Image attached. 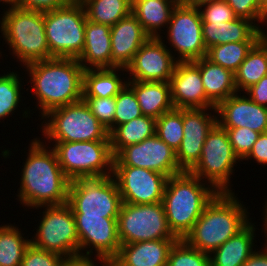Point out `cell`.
<instances>
[{"mask_svg": "<svg viewBox=\"0 0 267 266\" xmlns=\"http://www.w3.org/2000/svg\"><path fill=\"white\" fill-rule=\"evenodd\" d=\"M22 155L17 200L27 211L67 203L71 180L63 173L54 149L40 137L31 139Z\"/></svg>", "mask_w": 267, "mask_h": 266, "instance_id": "cell-1", "label": "cell"}, {"mask_svg": "<svg viewBox=\"0 0 267 266\" xmlns=\"http://www.w3.org/2000/svg\"><path fill=\"white\" fill-rule=\"evenodd\" d=\"M22 68L21 72L29 77L26 95L32 93L30 99L36 100L30 112L34 114L33 110H38V120L53 109L82 100L84 68L77 59L51 58L31 62Z\"/></svg>", "mask_w": 267, "mask_h": 266, "instance_id": "cell-2", "label": "cell"}, {"mask_svg": "<svg viewBox=\"0 0 267 266\" xmlns=\"http://www.w3.org/2000/svg\"><path fill=\"white\" fill-rule=\"evenodd\" d=\"M241 200L235 192H218L183 240L210 255L256 219Z\"/></svg>", "mask_w": 267, "mask_h": 266, "instance_id": "cell-3", "label": "cell"}, {"mask_svg": "<svg viewBox=\"0 0 267 266\" xmlns=\"http://www.w3.org/2000/svg\"><path fill=\"white\" fill-rule=\"evenodd\" d=\"M218 192L208 183L184 171L167 179L162 203L169 229L182 240Z\"/></svg>", "mask_w": 267, "mask_h": 266, "instance_id": "cell-4", "label": "cell"}, {"mask_svg": "<svg viewBox=\"0 0 267 266\" xmlns=\"http://www.w3.org/2000/svg\"><path fill=\"white\" fill-rule=\"evenodd\" d=\"M0 37L20 69L35 61L51 59L46 40L44 12L12 7L0 11ZM8 46V47H7Z\"/></svg>", "mask_w": 267, "mask_h": 266, "instance_id": "cell-5", "label": "cell"}, {"mask_svg": "<svg viewBox=\"0 0 267 266\" xmlns=\"http://www.w3.org/2000/svg\"><path fill=\"white\" fill-rule=\"evenodd\" d=\"M40 121L43 142L110 141L108 130L83 99L51 110Z\"/></svg>", "mask_w": 267, "mask_h": 266, "instance_id": "cell-6", "label": "cell"}, {"mask_svg": "<svg viewBox=\"0 0 267 266\" xmlns=\"http://www.w3.org/2000/svg\"><path fill=\"white\" fill-rule=\"evenodd\" d=\"M40 209V210H39ZM32 210H39L38 224L30 236L31 244L39 249L58 253L65 258L79 256V237L76 221L71 207L65 203L61 205L40 206ZM42 210V211H41ZM41 211V212H40Z\"/></svg>", "mask_w": 267, "mask_h": 266, "instance_id": "cell-7", "label": "cell"}, {"mask_svg": "<svg viewBox=\"0 0 267 266\" xmlns=\"http://www.w3.org/2000/svg\"><path fill=\"white\" fill-rule=\"evenodd\" d=\"M44 143L54 149L63 173L70 180L113 174L114 156L110 141Z\"/></svg>", "mask_w": 267, "mask_h": 266, "instance_id": "cell-8", "label": "cell"}, {"mask_svg": "<svg viewBox=\"0 0 267 266\" xmlns=\"http://www.w3.org/2000/svg\"><path fill=\"white\" fill-rule=\"evenodd\" d=\"M87 15L82 3L68 1L44 12L46 40L51 58L78 59L84 48Z\"/></svg>", "mask_w": 267, "mask_h": 266, "instance_id": "cell-9", "label": "cell"}, {"mask_svg": "<svg viewBox=\"0 0 267 266\" xmlns=\"http://www.w3.org/2000/svg\"><path fill=\"white\" fill-rule=\"evenodd\" d=\"M241 162L232 149L226 129L217 123L206 137L199 161L189 172L217 192H235L231 180L234 167Z\"/></svg>", "mask_w": 267, "mask_h": 266, "instance_id": "cell-10", "label": "cell"}, {"mask_svg": "<svg viewBox=\"0 0 267 266\" xmlns=\"http://www.w3.org/2000/svg\"><path fill=\"white\" fill-rule=\"evenodd\" d=\"M67 204L73 214L93 217H118L122 205L116 180L112 175L71 180Z\"/></svg>", "mask_w": 267, "mask_h": 266, "instance_id": "cell-11", "label": "cell"}, {"mask_svg": "<svg viewBox=\"0 0 267 266\" xmlns=\"http://www.w3.org/2000/svg\"><path fill=\"white\" fill-rule=\"evenodd\" d=\"M117 221L121 244L177 239L169 229L162 202L151 204L122 202Z\"/></svg>", "mask_w": 267, "mask_h": 266, "instance_id": "cell-12", "label": "cell"}, {"mask_svg": "<svg viewBox=\"0 0 267 266\" xmlns=\"http://www.w3.org/2000/svg\"><path fill=\"white\" fill-rule=\"evenodd\" d=\"M163 34L165 36L159 38L178 62L195 61L207 55L202 20L197 7L186 3L175 7Z\"/></svg>", "mask_w": 267, "mask_h": 266, "instance_id": "cell-13", "label": "cell"}, {"mask_svg": "<svg viewBox=\"0 0 267 266\" xmlns=\"http://www.w3.org/2000/svg\"><path fill=\"white\" fill-rule=\"evenodd\" d=\"M79 237V256L111 262L119 253L118 217H93L74 214Z\"/></svg>", "mask_w": 267, "mask_h": 266, "instance_id": "cell-14", "label": "cell"}, {"mask_svg": "<svg viewBox=\"0 0 267 266\" xmlns=\"http://www.w3.org/2000/svg\"><path fill=\"white\" fill-rule=\"evenodd\" d=\"M113 166L145 168L168 178L184 172L178 166L176 152L156 134L138 144L122 148L114 156Z\"/></svg>", "mask_w": 267, "mask_h": 266, "instance_id": "cell-15", "label": "cell"}, {"mask_svg": "<svg viewBox=\"0 0 267 266\" xmlns=\"http://www.w3.org/2000/svg\"><path fill=\"white\" fill-rule=\"evenodd\" d=\"M112 176L117 182L123 203L162 202L168 179L166 175L145 168L113 166Z\"/></svg>", "mask_w": 267, "mask_h": 266, "instance_id": "cell-16", "label": "cell"}, {"mask_svg": "<svg viewBox=\"0 0 267 266\" xmlns=\"http://www.w3.org/2000/svg\"><path fill=\"white\" fill-rule=\"evenodd\" d=\"M177 62L162 39L149 37L126 67L127 80L170 82Z\"/></svg>", "mask_w": 267, "mask_h": 266, "instance_id": "cell-17", "label": "cell"}, {"mask_svg": "<svg viewBox=\"0 0 267 266\" xmlns=\"http://www.w3.org/2000/svg\"><path fill=\"white\" fill-rule=\"evenodd\" d=\"M217 124L216 108L183 109L184 136L176 151L178 166L189 172L199 161L202 147Z\"/></svg>", "mask_w": 267, "mask_h": 266, "instance_id": "cell-18", "label": "cell"}, {"mask_svg": "<svg viewBox=\"0 0 267 266\" xmlns=\"http://www.w3.org/2000/svg\"><path fill=\"white\" fill-rule=\"evenodd\" d=\"M217 123L224 129L248 128L260 134L267 132V107L237 92L216 106Z\"/></svg>", "mask_w": 267, "mask_h": 266, "instance_id": "cell-19", "label": "cell"}, {"mask_svg": "<svg viewBox=\"0 0 267 266\" xmlns=\"http://www.w3.org/2000/svg\"><path fill=\"white\" fill-rule=\"evenodd\" d=\"M175 109L216 108L206 97L199 68L192 62H177L170 79Z\"/></svg>", "mask_w": 267, "mask_h": 266, "instance_id": "cell-20", "label": "cell"}, {"mask_svg": "<svg viewBox=\"0 0 267 266\" xmlns=\"http://www.w3.org/2000/svg\"><path fill=\"white\" fill-rule=\"evenodd\" d=\"M110 34L112 68H126L139 48L149 39L132 12L111 26Z\"/></svg>", "mask_w": 267, "mask_h": 266, "instance_id": "cell-21", "label": "cell"}, {"mask_svg": "<svg viewBox=\"0 0 267 266\" xmlns=\"http://www.w3.org/2000/svg\"><path fill=\"white\" fill-rule=\"evenodd\" d=\"M260 222L263 224L255 225L257 222L253 223L251 221L243 230L238 234L228 239L224 244L219 246L215 251H213L210 257L211 266H242L248 257L256 250L258 226H261V235L264 237L265 225L263 218ZM257 229V230H256ZM254 248V249H253Z\"/></svg>", "mask_w": 267, "mask_h": 266, "instance_id": "cell-22", "label": "cell"}, {"mask_svg": "<svg viewBox=\"0 0 267 266\" xmlns=\"http://www.w3.org/2000/svg\"><path fill=\"white\" fill-rule=\"evenodd\" d=\"M178 239L121 244L110 266H167L170 249Z\"/></svg>", "mask_w": 267, "mask_h": 266, "instance_id": "cell-23", "label": "cell"}, {"mask_svg": "<svg viewBox=\"0 0 267 266\" xmlns=\"http://www.w3.org/2000/svg\"><path fill=\"white\" fill-rule=\"evenodd\" d=\"M111 26L86 20L84 48L77 59L86 69L112 68Z\"/></svg>", "mask_w": 267, "mask_h": 266, "instance_id": "cell-24", "label": "cell"}, {"mask_svg": "<svg viewBox=\"0 0 267 266\" xmlns=\"http://www.w3.org/2000/svg\"><path fill=\"white\" fill-rule=\"evenodd\" d=\"M202 35L208 50L214 45L259 41L260 29L250 20L236 18L229 22H202Z\"/></svg>", "mask_w": 267, "mask_h": 266, "instance_id": "cell-25", "label": "cell"}, {"mask_svg": "<svg viewBox=\"0 0 267 266\" xmlns=\"http://www.w3.org/2000/svg\"><path fill=\"white\" fill-rule=\"evenodd\" d=\"M6 68L9 69H7L6 71L1 69L2 73H0V122L4 123V120H7L8 118L12 117L13 115H15V113L17 114V116L20 113L22 114V117L20 116L18 118H20L21 120L23 119L22 121L25 122L24 124H26L27 120L29 121L32 114L29 109L30 105L29 107L27 106L28 109L26 107L20 108L21 105L24 106L22 101L26 100V97L24 96L26 93V88L24 87L26 85L25 74H23L22 72L21 74L24 76H21L19 71H15L13 70V68L11 69L7 66ZM18 107L21 109V111Z\"/></svg>", "mask_w": 267, "mask_h": 266, "instance_id": "cell-26", "label": "cell"}, {"mask_svg": "<svg viewBox=\"0 0 267 266\" xmlns=\"http://www.w3.org/2000/svg\"><path fill=\"white\" fill-rule=\"evenodd\" d=\"M127 85L134 91L143 115L156 120L174 109L170 82L127 80Z\"/></svg>", "mask_w": 267, "mask_h": 266, "instance_id": "cell-27", "label": "cell"}, {"mask_svg": "<svg viewBox=\"0 0 267 266\" xmlns=\"http://www.w3.org/2000/svg\"><path fill=\"white\" fill-rule=\"evenodd\" d=\"M192 62L200 70L206 97L215 106L237 93L233 72L213 63L206 56Z\"/></svg>", "mask_w": 267, "mask_h": 266, "instance_id": "cell-28", "label": "cell"}, {"mask_svg": "<svg viewBox=\"0 0 267 266\" xmlns=\"http://www.w3.org/2000/svg\"><path fill=\"white\" fill-rule=\"evenodd\" d=\"M126 84V68L86 69L83 72L82 98L116 97Z\"/></svg>", "mask_w": 267, "mask_h": 266, "instance_id": "cell-29", "label": "cell"}, {"mask_svg": "<svg viewBox=\"0 0 267 266\" xmlns=\"http://www.w3.org/2000/svg\"><path fill=\"white\" fill-rule=\"evenodd\" d=\"M174 8L173 4L160 0H132L131 12L149 37L159 38L166 31Z\"/></svg>", "mask_w": 267, "mask_h": 266, "instance_id": "cell-30", "label": "cell"}, {"mask_svg": "<svg viewBox=\"0 0 267 266\" xmlns=\"http://www.w3.org/2000/svg\"><path fill=\"white\" fill-rule=\"evenodd\" d=\"M156 134V120L142 115L117 126L110 134L111 152L115 156L122 148L138 144Z\"/></svg>", "mask_w": 267, "mask_h": 266, "instance_id": "cell-31", "label": "cell"}, {"mask_svg": "<svg viewBox=\"0 0 267 266\" xmlns=\"http://www.w3.org/2000/svg\"><path fill=\"white\" fill-rule=\"evenodd\" d=\"M18 226L19 224L11 222L0 225V266H20L25 251L31 244L28 230L25 227L21 230Z\"/></svg>", "mask_w": 267, "mask_h": 266, "instance_id": "cell-32", "label": "cell"}, {"mask_svg": "<svg viewBox=\"0 0 267 266\" xmlns=\"http://www.w3.org/2000/svg\"><path fill=\"white\" fill-rule=\"evenodd\" d=\"M267 75V52L257 42L234 73L237 92H244Z\"/></svg>", "mask_w": 267, "mask_h": 266, "instance_id": "cell-33", "label": "cell"}, {"mask_svg": "<svg viewBox=\"0 0 267 266\" xmlns=\"http://www.w3.org/2000/svg\"><path fill=\"white\" fill-rule=\"evenodd\" d=\"M87 19L98 24L115 25L131 13L132 0H85Z\"/></svg>", "mask_w": 267, "mask_h": 266, "instance_id": "cell-34", "label": "cell"}, {"mask_svg": "<svg viewBox=\"0 0 267 266\" xmlns=\"http://www.w3.org/2000/svg\"><path fill=\"white\" fill-rule=\"evenodd\" d=\"M257 42L241 41L214 45L207 50L206 57L213 63L235 73Z\"/></svg>", "mask_w": 267, "mask_h": 266, "instance_id": "cell-35", "label": "cell"}, {"mask_svg": "<svg viewBox=\"0 0 267 266\" xmlns=\"http://www.w3.org/2000/svg\"><path fill=\"white\" fill-rule=\"evenodd\" d=\"M156 135L175 152L184 136L183 109H173L156 119Z\"/></svg>", "mask_w": 267, "mask_h": 266, "instance_id": "cell-36", "label": "cell"}, {"mask_svg": "<svg viewBox=\"0 0 267 266\" xmlns=\"http://www.w3.org/2000/svg\"><path fill=\"white\" fill-rule=\"evenodd\" d=\"M167 266H211L208 254L191 247L183 239L170 249Z\"/></svg>", "mask_w": 267, "mask_h": 266, "instance_id": "cell-37", "label": "cell"}, {"mask_svg": "<svg viewBox=\"0 0 267 266\" xmlns=\"http://www.w3.org/2000/svg\"><path fill=\"white\" fill-rule=\"evenodd\" d=\"M115 103L114 129L143 115L134 91L127 84L115 97Z\"/></svg>", "mask_w": 267, "mask_h": 266, "instance_id": "cell-38", "label": "cell"}, {"mask_svg": "<svg viewBox=\"0 0 267 266\" xmlns=\"http://www.w3.org/2000/svg\"><path fill=\"white\" fill-rule=\"evenodd\" d=\"M237 18L252 21L260 30L267 27V14L257 0H225Z\"/></svg>", "mask_w": 267, "mask_h": 266, "instance_id": "cell-39", "label": "cell"}, {"mask_svg": "<svg viewBox=\"0 0 267 266\" xmlns=\"http://www.w3.org/2000/svg\"><path fill=\"white\" fill-rule=\"evenodd\" d=\"M88 104L92 114L108 130H114V115L116 111L115 97L82 98Z\"/></svg>", "mask_w": 267, "mask_h": 266, "instance_id": "cell-40", "label": "cell"}, {"mask_svg": "<svg viewBox=\"0 0 267 266\" xmlns=\"http://www.w3.org/2000/svg\"><path fill=\"white\" fill-rule=\"evenodd\" d=\"M234 153L242 161L251 151L260 133L248 128L226 129Z\"/></svg>", "mask_w": 267, "mask_h": 266, "instance_id": "cell-41", "label": "cell"}, {"mask_svg": "<svg viewBox=\"0 0 267 266\" xmlns=\"http://www.w3.org/2000/svg\"><path fill=\"white\" fill-rule=\"evenodd\" d=\"M65 260L66 258L58 253L42 250L30 244L20 266H62Z\"/></svg>", "mask_w": 267, "mask_h": 266, "instance_id": "cell-42", "label": "cell"}, {"mask_svg": "<svg viewBox=\"0 0 267 266\" xmlns=\"http://www.w3.org/2000/svg\"><path fill=\"white\" fill-rule=\"evenodd\" d=\"M197 8L202 22H229L237 18L225 0L205 3Z\"/></svg>", "mask_w": 267, "mask_h": 266, "instance_id": "cell-43", "label": "cell"}, {"mask_svg": "<svg viewBox=\"0 0 267 266\" xmlns=\"http://www.w3.org/2000/svg\"><path fill=\"white\" fill-rule=\"evenodd\" d=\"M69 0H14V6L22 9L47 12L64 6Z\"/></svg>", "mask_w": 267, "mask_h": 266, "instance_id": "cell-44", "label": "cell"}, {"mask_svg": "<svg viewBox=\"0 0 267 266\" xmlns=\"http://www.w3.org/2000/svg\"><path fill=\"white\" fill-rule=\"evenodd\" d=\"M251 163V160L253 163L257 162V165H263L266 167L267 165V132L262 133L259 135L256 143L253 145L250 153L242 160L243 161H249Z\"/></svg>", "mask_w": 267, "mask_h": 266, "instance_id": "cell-45", "label": "cell"}, {"mask_svg": "<svg viewBox=\"0 0 267 266\" xmlns=\"http://www.w3.org/2000/svg\"><path fill=\"white\" fill-rule=\"evenodd\" d=\"M243 93L258 105L267 107V75L262 77L258 83L250 86Z\"/></svg>", "mask_w": 267, "mask_h": 266, "instance_id": "cell-46", "label": "cell"}, {"mask_svg": "<svg viewBox=\"0 0 267 266\" xmlns=\"http://www.w3.org/2000/svg\"><path fill=\"white\" fill-rule=\"evenodd\" d=\"M62 266H110V262L96 257L66 258Z\"/></svg>", "mask_w": 267, "mask_h": 266, "instance_id": "cell-47", "label": "cell"}, {"mask_svg": "<svg viewBox=\"0 0 267 266\" xmlns=\"http://www.w3.org/2000/svg\"><path fill=\"white\" fill-rule=\"evenodd\" d=\"M248 257L242 266H267V240Z\"/></svg>", "mask_w": 267, "mask_h": 266, "instance_id": "cell-48", "label": "cell"}, {"mask_svg": "<svg viewBox=\"0 0 267 266\" xmlns=\"http://www.w3.org/2000/svg\"><path fill=\"white\" fill-rule=\"evenodd\" d=\"M267 52V27L260 30V36L258 41Z\"/></svg>", "mask_w": 267, "mask_h": 266, "instance_id": "cell-49", "label": "cell"}, {"mask_svg": "<svg viewBox=\"0 0 267 266\" xmlns=\"http://www.w3.org/2000/svg\"><path fill=\"white\" fill-rule=\"evenodd\" d=\"M262 205L264 206L262 207L263 210L261 211L262 212L261 215L263 216L262 218H263L264 225H265V233H264L265 240H267V199L266 201L264 200V203H262Z\"/></svg>", "mask_w": 267, "mask_h": 266, "instance_id": "cell-50", "label": "cell"}, {"mask_svg": "<svg viewBox=\"0 0 267 266\" xmlns=\"http://www.w3.org/2000/svg\"><path fill=\"white\" fill-rule=\"evenodd\" d=\"M220 0H185V3L194 7H199L205 3L215 2Z\"/></svg>", "mask_w": 267, "mask_h": 266, "instance_id": "cell-51", "label": "cell"}, {"mask_svg": "<svg viewBox=\"0 0 267 266\" xmlns=\"http://www.w3.org/2000/svg\"><path fill=\"white\" fill-rule=\"evenodd\" d=\"M0 7L2 8V10L12 8L14 7V0H0Z\"/></svg>", "mask_w": 267, "mask_h": 266, "instance_id": "cell-52", "label": "cell"}, {"mask_svg": "<svg viewBox=\"0 0 267 266\" xmlns=\"http://www.w3.org/2000/svg\"><path fill=\"white\" fill-rule=\"evenodd\" d=\"M173 4L175 7L185 4V0H160Z\"/></svg>", "mask_w": 267, "mask_h": 266, "instance_id": "cell-53", "label": "cell"}, {"mask_svg": "<svg viewBox=\"0 0 267 266\" xmlns=\"http://www.w3.org/2000/svg\"><path fill=\"white\" fill-rule=\"evenodd\" d=\"M260 8L267 14V0H257Z\"/></svg>", "mask_w": 267, "mask_h": 266, "instance_id": "cell-54", "label": "cell"}, {"mask_svg": "<svg viewBox=\"0 0 267 266\" xmlns=\"http://www.w3.org/2000/svg\"><path fill=\"white\" fill-rule=\"evenodd\" d=\"M70 2H78V3H82L85 0H69Z\"/></svg>", "mask_w": 267, "mask_h": 266, "instance_id": "cell-55", "label": "cell"}, {"mask_svg": "<svg viewBox=\"0 0 267 266\" xmlns=\"http://www.w3.org/2000/svg\"><path fill=\"white\" fill-rule=\"evenodd\" d=\"M1 53L3 54V56L5 55L4 52H2V51H1V48H0V57H1L0 59H1V60H4V59H3V56H2Z\"/></svg>", "mask_w": 267, "mask_h": 266, "instance_id": "cell-56", "label": "cell"}]
</instances>
